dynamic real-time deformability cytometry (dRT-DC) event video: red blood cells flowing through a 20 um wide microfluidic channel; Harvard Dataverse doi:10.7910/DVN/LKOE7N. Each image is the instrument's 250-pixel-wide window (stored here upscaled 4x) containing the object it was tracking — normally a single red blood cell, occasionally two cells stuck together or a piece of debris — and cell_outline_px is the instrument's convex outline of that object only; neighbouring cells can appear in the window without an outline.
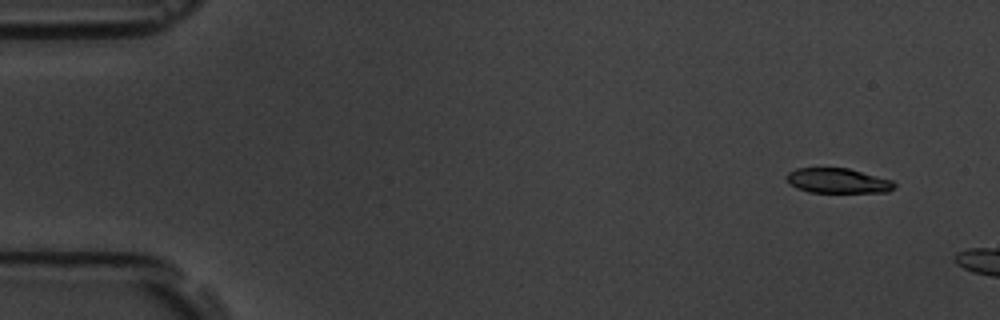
{"species": "common noctule bat (a hibernating species)", "species_latin": "Nyctalus noctula", "temperature_condition": "room temperature", "stored_images_in_passage": 3, "camera_frame_rate_fps": 3000, "um_per_image_px": 0.085, "animal": {"sex": "male", "body_mass_g": 19.5, "forearm_length_mm": 54.6}, "frame": {"image": 1, "passage_image": 1, "time_ms": 0.0, "image_size_px": [1000, 320], "cell_outline_px": [[896, 184], [888, 192], [808, 192], [796, 188], [788, 184], [784, 176], [788, 172], [796, 168], [848, 168], [892, 180]], "centroid_in_image_um": [71.14, 15.36], "position_along_channel_um": 13.9, "area_um2": 15.72}}